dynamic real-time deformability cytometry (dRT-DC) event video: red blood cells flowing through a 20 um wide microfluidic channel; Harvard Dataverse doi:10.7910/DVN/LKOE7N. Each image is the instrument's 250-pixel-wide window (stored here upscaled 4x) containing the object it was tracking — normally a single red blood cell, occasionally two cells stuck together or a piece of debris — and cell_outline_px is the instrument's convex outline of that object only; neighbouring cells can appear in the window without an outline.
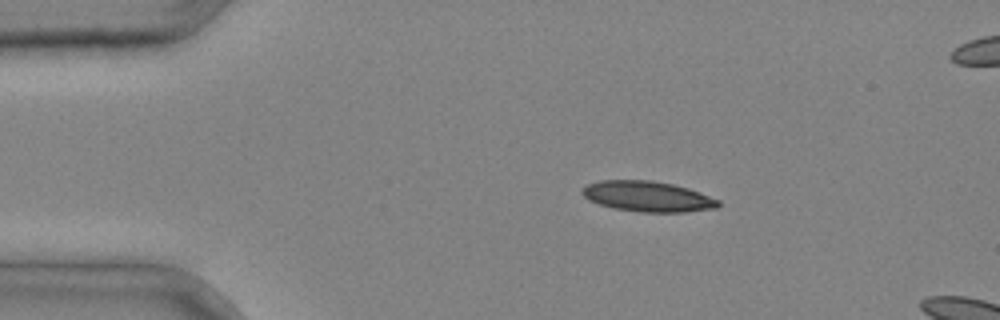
{"species": "common noctule bat (a hibernating species)", "species_latin": "Nyctalus noctula", "temperature_condition": "cold", "stored_images_in_passage": 3, "camera_frame_rate_fps": 3000, "um_per_image_px": 0.085, "animal": {"sex": "male", "body_mass_g": 20.4}, "frame": {"image": 1, "passage_image": 1, "time_ms": 0.0, "image_size_px": [1000, 320], "cell_outline_px": [[720, 204], [716, 208], [684, 212], [640, 212], [612, 208], [588, 200], [580, 192], [580, 188], [588, 184], [600, 180], [652, 180], [672, 184], [688, 188], [720, 200]], "centroid_in_image_um": [55.01, 16.69], "position_along_channel_um": 30.0, "area_um2": 24.28}}